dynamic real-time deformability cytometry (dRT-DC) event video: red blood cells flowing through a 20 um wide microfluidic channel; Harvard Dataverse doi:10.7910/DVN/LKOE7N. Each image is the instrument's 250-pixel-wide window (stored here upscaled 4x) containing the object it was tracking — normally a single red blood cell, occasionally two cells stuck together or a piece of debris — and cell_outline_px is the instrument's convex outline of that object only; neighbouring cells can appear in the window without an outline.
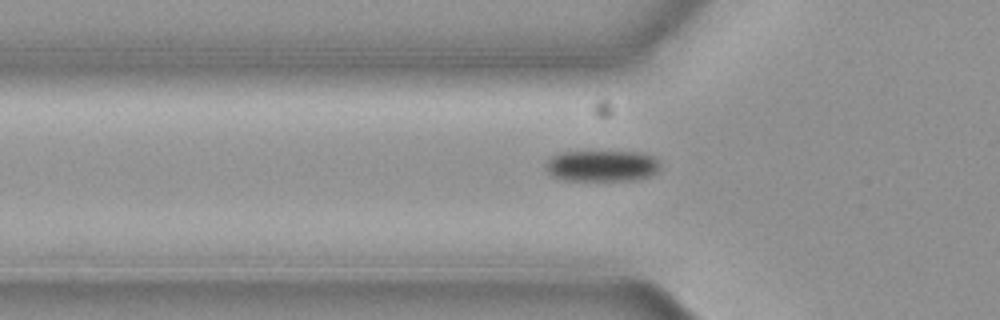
{"species": "common noctule bat (a hibernating species)", "species_latin": "Nyctalus noctula", "temperature_condition": "cold", "stored_images_in_passage": 51, "camera_frame_rate_fps": 3000, "um_per_image_px": 0.085, "animal": {"sex": "female", "body_mass_g": 19.3, "forearm_length_mm": 54.1}, "frame": {"image": 1, "passage_image": 18, "time_ms": 5.667, "image_size_px": [1000, 320], "cell_outline_px": [[660, 168], [656, 172], [648, 176], [632, 180], [564, 180], [552, 176], [548, 172], [544, 164], [552, 156], [560, 152], [640, 152], [652, 156], [660, 164]], "centroid_in_image_um": [51.13, 14.1], "position_along_channel_um": 74.7, "area_um2": 20.69}}
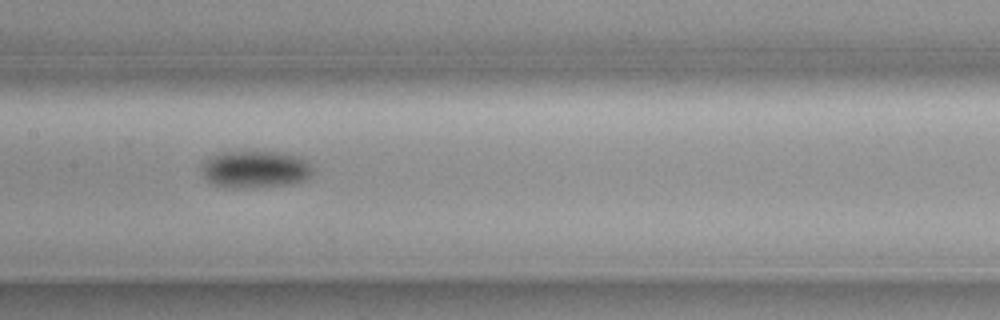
{"frame": {"image": 2, "passage_image": 27, "time_ms": 8.667, "image_size_px": [1000, 320], "cell_outline_px": [[312, 172], [304, 180], [288, 184], [252, 188], [224, 188], [212, 184], [204, 176], [200, 164], [204, 160], [220, 152], [284, 152], [300, 156], [308, 160], [312, 164]], "centroid_in_image_um": [21.68, 14.39], "position_along_channel_um": 185.7, "area_um2": 24.45}}
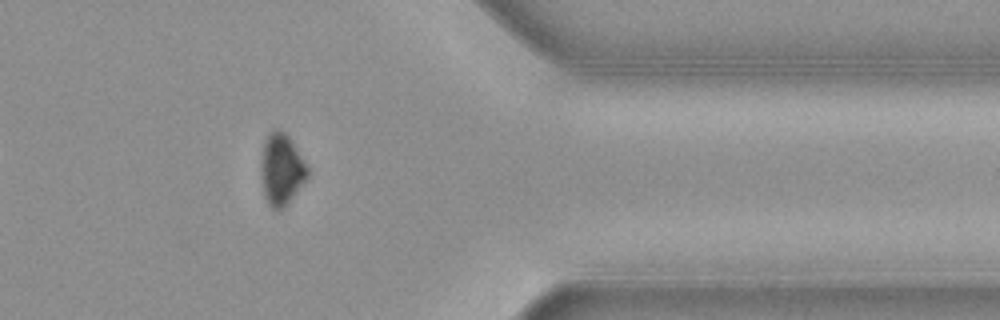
{"frame": {"image": 3, "passage_image": 45, "time_ms": 14.667, "image_size_px": [1000, 320], "cell_outline_px": [[308, 176], [288, 204], [284, 208], [276, 212], [268, 204], [264, 196], [260, 176], [260, 160], [264, 140], [268, 132], [272, 128], [276, 128], [284, 132], [288, 136], [308, 168]], "centroid_in_image_um": [23.87, 14.41], "position_along_channel_um": 387.5, "area_um2": 19.65}, "authors_computed_cell_mechanics": {"area_um2": 21.2126, "velocity_mm_per_s": 3.682, "shape_relaxation_time_tau1_ms": 2.3405, "shape_relaxation_time_tau2_ms": null, "deformation_change_tau1": 0.0948, "deformation_change_tau2": null}}